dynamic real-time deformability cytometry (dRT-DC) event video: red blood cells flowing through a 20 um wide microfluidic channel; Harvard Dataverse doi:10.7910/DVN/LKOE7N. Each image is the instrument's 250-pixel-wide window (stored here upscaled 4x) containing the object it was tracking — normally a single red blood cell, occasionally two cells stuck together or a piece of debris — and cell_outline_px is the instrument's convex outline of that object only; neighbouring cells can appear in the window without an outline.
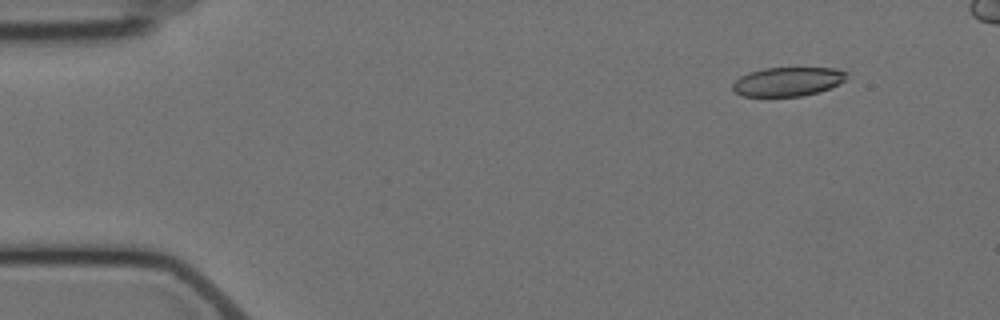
{"species": "Egyptian fruit bat (a non-hibernating species)", "species_latin": "Rousettus aegyptiacus", "temperature_condition": "cold", "stored_images_in_passage": 4, "camera_frame_rate_fps": 3000, "um_per_image_px": 0.085, "animal": {"sex": "female"}, "frame": {"image": 1, "passage_image": 1, "time_ms": 0.0, "image_size_px": [1000, 320], "cell_outline_px": [[848, 72], [844, 80], [828, 88], [816, 92], [800, 96], [744, 96], [736, 92], [732, 88], [732, 84], [740, 76], [748, 72], [764, 68], [836, 68]], "centroid_in_image_um": [66.92, 6.92], "position_along_channel_um": 18.1, "area_um2": 19.02}}